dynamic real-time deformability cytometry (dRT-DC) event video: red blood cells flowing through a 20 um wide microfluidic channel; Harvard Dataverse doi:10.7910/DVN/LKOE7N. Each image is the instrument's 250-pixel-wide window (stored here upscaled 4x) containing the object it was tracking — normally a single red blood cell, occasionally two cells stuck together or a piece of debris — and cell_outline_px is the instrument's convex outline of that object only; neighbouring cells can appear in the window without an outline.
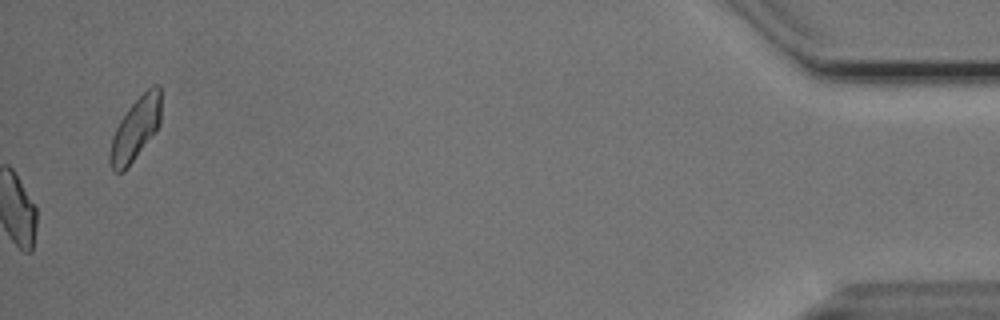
{"species": "Egyptian fruit bat (a non-hibernating species)", "species_latin": "Rousettus aegyptiacus", "temperature_condition": "cold", "stored_images_in_passage": 54, "camera_frame_rate_fps": 3000, "um_per_image_px": 0.085, "animal": {"sex": "male"}, "frame": {"image": 1, "passage_image": 54, "time_ms": 17.667, "image_size_px": [1000, 320], "cell_outline_px": [[160, 124], [124, 172], [112, 172], [108, 160], [108, 156], [112, 136], [120, 120], [128, 108], [152, 84], [160, 84]], "centroid_in_image_um": [11.48, 10.98], "position_along_channel_um": 423.7, "area_um2": 18.5}, "authors_computed_cell_mechanics": {"area_um2": 18.5827, "velocity_mm_per_s": 3.7494, "shape_relaxation_time_tau1_ms": 3.0478, "shape_relaxation_time_tau2_ms": 1.9668, "deformation_change_tau1": 0.0835, "deformation_change_tau2": 0.0555}}